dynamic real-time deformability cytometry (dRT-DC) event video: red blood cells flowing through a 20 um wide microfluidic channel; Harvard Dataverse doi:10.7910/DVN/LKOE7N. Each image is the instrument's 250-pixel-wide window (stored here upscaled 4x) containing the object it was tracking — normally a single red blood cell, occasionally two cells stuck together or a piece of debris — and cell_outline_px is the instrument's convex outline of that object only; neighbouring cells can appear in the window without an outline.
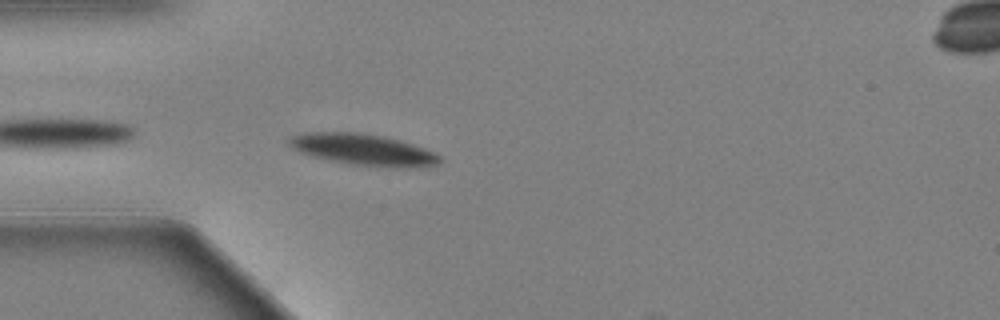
{"species": "Egyptian fruit bat (a non-hibernating species)", "species_latin": "Rousettus aegyptiacus", "temperature_condition": "warm", "stored_images_in_passage": 7, "camera_frame_rate_fps": 3000, "um_per_image_px": 0.085, "animal": {"sex": "female"}, "frame": {"image": 1, "passage_image": 2, "time_ms": 0.333, "image_size_px": [1000, 320], "cell_outline_px": [[444, 160], [440, 164], [416, 168], [392, 168], [352, 164], [328, 160], [312, 156], [300, 152], [292, 148], [288, 144], [288, 136], [304, 132], [356, 132], [384, 136], [400, 140], [424, 148], [440, 156]], "centroid_in_image_um": [30.89, 12.73], "position_along_channel_um": 54.1, "area_um2": 27.92}}